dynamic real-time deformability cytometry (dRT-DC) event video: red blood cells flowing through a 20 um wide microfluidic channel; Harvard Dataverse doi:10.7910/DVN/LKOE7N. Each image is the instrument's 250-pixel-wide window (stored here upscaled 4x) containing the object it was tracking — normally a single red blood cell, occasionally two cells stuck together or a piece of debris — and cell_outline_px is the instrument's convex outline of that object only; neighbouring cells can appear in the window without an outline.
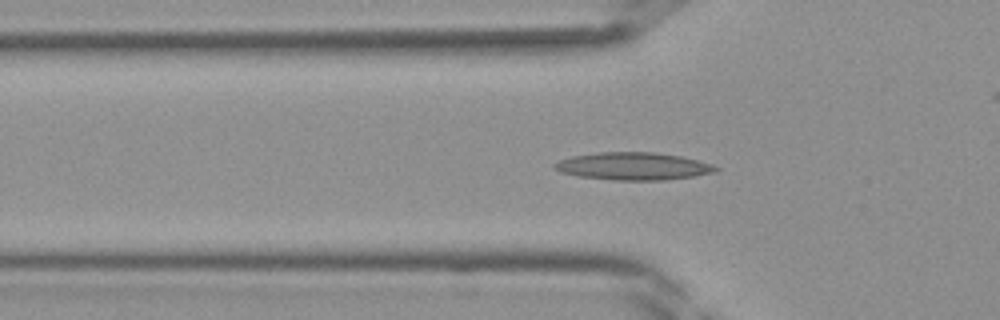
{"species": "Egyptian fruit bat (a non-hibernating species)", "species_latin": "Rousettus aegyptiacus", "temperature_condition": "room temperature", "stored_images_in_passage": 42, "camera_frame_rate_fps": 3000, "um_per_image_px": 0.085, "frame": {"image": 1, "passage_image": 14, "time_ms": 4.333, "image_size_px": [1000, 320], "cell_outline_px": [[720, 168], [716, 172], [696, 176], [664, 180], [612, 180], [576, 176], [560, 172], [552, 168], [552, 164], [560, 160], [572, 156], [596, 152], [656, 152], [680, 156], [712, 164]], "centroid_in_image_um": [53.8, 14.13], "position_along_channel_um": 72.0, "area_um2": 26.13}}
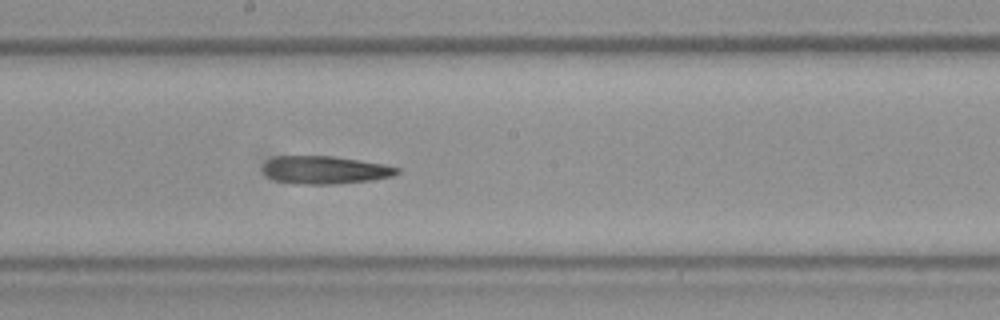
{"frame": {"image": 2, "passage_image": 23, "time_ms": 7.333, "image_size_px": [1000, 320], "cell_outline_px": [[400, 172], [392, 176], [372, 180], [332, 184], [304, 184], [276, 180], [268, 176], [264, 172], [264, 164], [268, 160], [276, 156], [332, 156], [360, 160], [384, 164], [400, 168]], "centroid_in_image_um": [27.67, 14.44], "position_along_channel_um": 220.5, "area_um2": 21.56}}
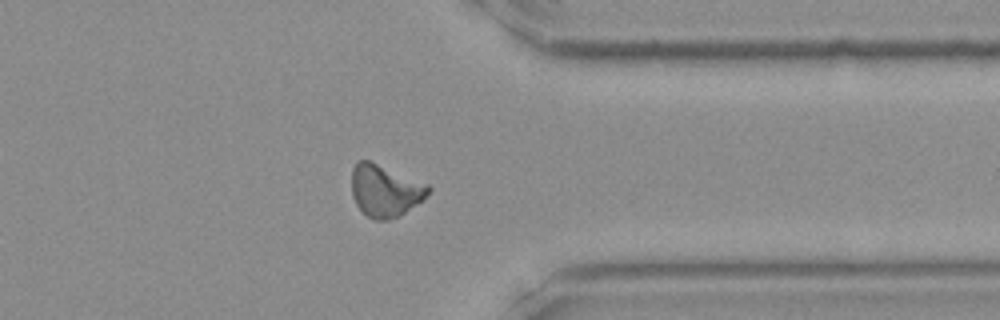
{"frame": {"image": 3, "passage_image": 33, "time_ms": 10.667, "image_size_px": [1000, 320], "cell_outline_px": [[432, 188], [420, 200], [404, 212], [388, 220], [376, 220], [368, 216], [356, 204], [352, 196], [352, 168], [356, 160], [368, 160], [428, 184]], "centroid_in_image_um": [32.68, 16.18], "position_along_channel_um": 378.7, "area_um2": 22.72}}